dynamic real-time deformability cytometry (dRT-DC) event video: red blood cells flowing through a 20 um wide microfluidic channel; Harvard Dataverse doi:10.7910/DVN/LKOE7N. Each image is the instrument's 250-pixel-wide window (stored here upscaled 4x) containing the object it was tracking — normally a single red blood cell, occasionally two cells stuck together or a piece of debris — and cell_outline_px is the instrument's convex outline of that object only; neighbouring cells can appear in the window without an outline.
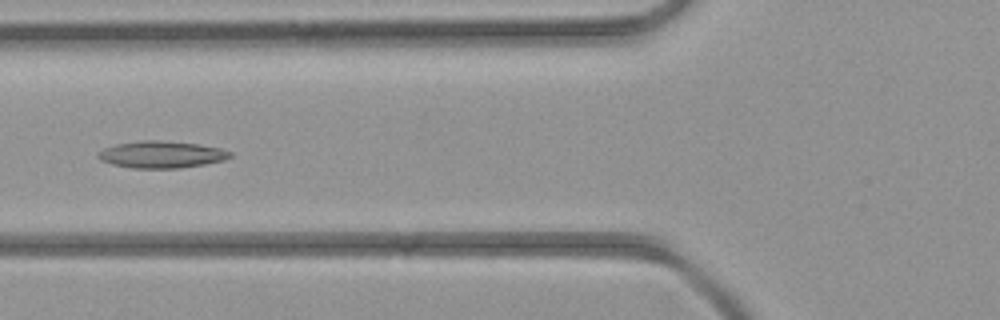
{"species": "common noctule bat (a hibernating species)", "species_latin": "Nyctalus noctula", "temperature_condition": "room temperature", "stored_images_in_passage": 4, "camera_frame_rate_fps": 3000, "um_per_image_px": 0.085, "animal": {"sex": "female", "body_mass_g": 21.9}, "frame": {"image": 1, "passage_image": 4, "time_ms": 3.333, "image_size_px": [1000, 320], "cell_outline_px": [[232, 156], [224, 160], [204, 164], [180, 168], [132, 168], [112, 164], [100, 160], [96, 156], [104, 148], [116, 144], [144, 140], [160, 140], [200, 144], [220, 148], [232, 152]], "centroid_in_image_um": [13.74, 13.13], "position_along_channel_um": 112.1, "area_um2": 20.69}}